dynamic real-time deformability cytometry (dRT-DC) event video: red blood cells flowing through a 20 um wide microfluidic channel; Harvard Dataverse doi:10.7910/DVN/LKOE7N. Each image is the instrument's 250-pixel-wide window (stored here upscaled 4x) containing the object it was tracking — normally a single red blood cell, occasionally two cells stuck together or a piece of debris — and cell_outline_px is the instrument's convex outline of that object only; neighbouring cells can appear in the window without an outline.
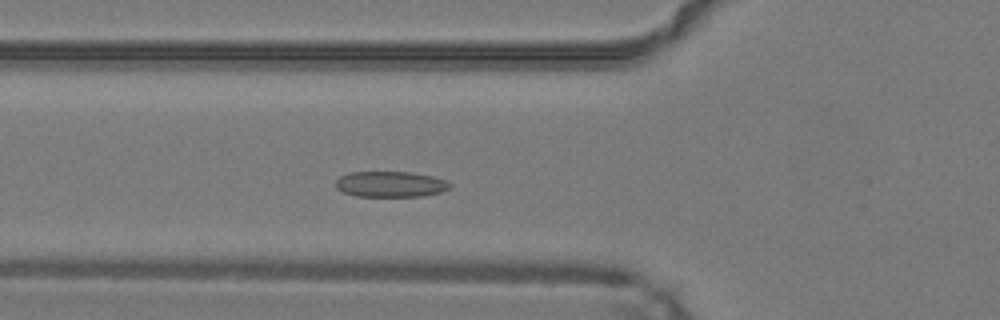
{"species": "common noctule bat (a hibernating species)", "species_latin": "Nyctalus noctula", "temperature_condition": "warm", "stored_images_in_passage": 43, "camera_frame_rate_fps": 3000, "um_per_image_px": 0.085, "animal": {"sex": "male", "body_mass_g": 19.2, "forearm_length_mm": 51.8}, "frame": {"image": 1, "passage_image": 12, "time_ms": 3.667, "image_size_px": [1000, 320], "cell_outline_px": [[452, 188], [440, 192], [424, 196], [356, 196], [344, 192], [336, 188], [336, 180], [340, 176], [348, 172], [412, 172], [432, 176], [444, 180], [452, 184]], "centroid_in_image_um": [33.2, 15.65], "position_along_channel_um": 92.6, "area_um2": 17.17}}
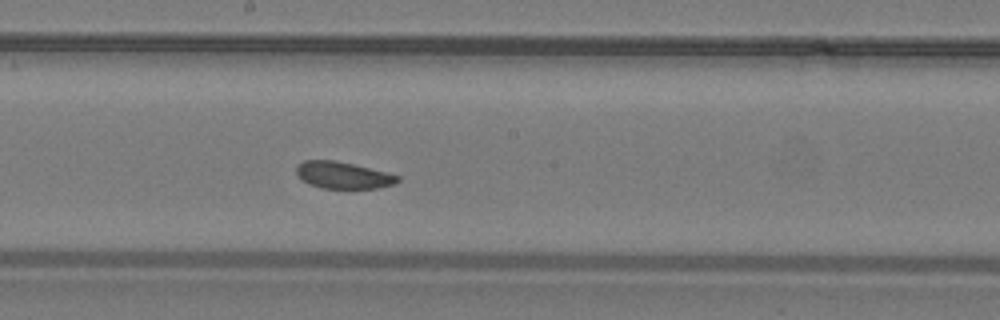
{"frame": {"image": 2, "passage_image": 21, "time_ms": 6.667, "image_size_px": [1000, 320], "cell_outline_px": [[400, 180], [392, 184], [376, 188], [320, 188], [308, 184], [296, 172], [296, 164], [304, 160], [336, 160], [388, 172], [400, 176]], "centroid_in_image_um": [29.15, 14.88], "position_along_channel_um": 219.1, "area_um2": 15.84}}
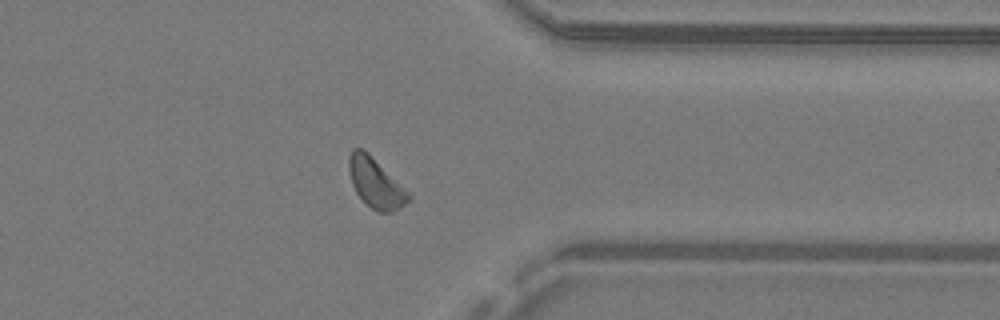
{"frame": {"image": 3, "passage_image": 33, "time_ms": 10.667, "image_size_px": [1000, 320], "cell_outline_px": [[412, 200], [392, 212], [376, 212], [356, 192], [352, 184], [348, 168], [348, 160], [352, 148], [360, 148], [368, 152], [412, 196]], "centroid_in_image_um": [31.93, 15.55], "position_along_channel_um": 379.5, "area_um2": 16.99}, "authors_computed_cell_mechanics": {"area_um2": 16.9932, "velocity_mm_per_s": 4.2091, "shape_relaxation_time_tau1_ms": 5.9522, "shape_relaxation_time_tau2_ms": 3.4551, "deformation_change_tau1": 0.095, "deformation_change_tau2": 0.0925}}